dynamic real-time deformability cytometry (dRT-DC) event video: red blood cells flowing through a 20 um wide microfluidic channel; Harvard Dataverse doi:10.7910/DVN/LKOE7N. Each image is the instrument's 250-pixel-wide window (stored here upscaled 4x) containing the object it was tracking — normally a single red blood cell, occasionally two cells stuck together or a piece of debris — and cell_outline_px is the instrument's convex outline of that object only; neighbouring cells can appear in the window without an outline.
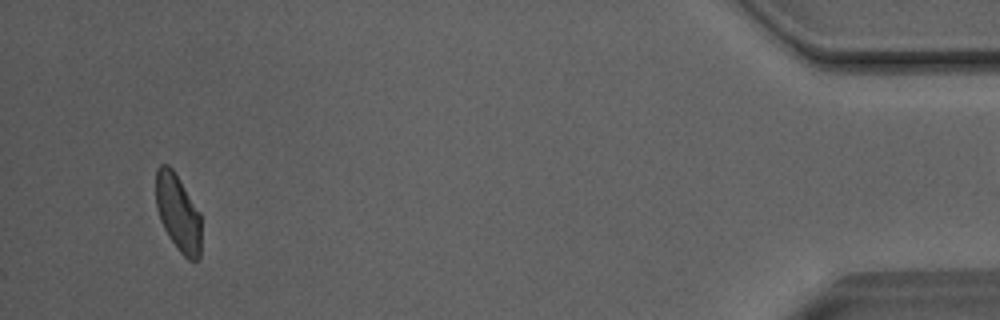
{"species": "Egyptian fruit bat (a non-hibernating species)", "species_latin": "Rousettus aegyptiacus", "temperature_condition": "room temperature", "stored_images_in_passage": 49, "camera_frame_rate_fps": 3000, "um_per_image_px": 0.085, "animal": {"sex": "male"}, "frame": {"image": 1, "passage_image": 49, "time_ms": 16.0, "image_size_px": [1000, 320], "cell_outline_px": [[200, 256], [196, 260], [188, 260], [176, 248], [168, 236], [160, 220], [156, 208], [156, 168], [160, 164], [168, 164], [172, 168], [200, 212]], "centroid_in_image_um": [15.12, 18.09], "position_along_channel_um": 420.1, "area_um2": 20.35}, "authors_computed_cell_mechanics": {"area_um2": 21.8484, "velocity_mm_per_s": 4.06, "shape_relaxation_time_tau1_ms": 5.5722, "shape_relaxation_time_tau2_ms": 1.2029, "deformation_change_tau1": 0.1278, "deformation_change_tau2": 0.087}}